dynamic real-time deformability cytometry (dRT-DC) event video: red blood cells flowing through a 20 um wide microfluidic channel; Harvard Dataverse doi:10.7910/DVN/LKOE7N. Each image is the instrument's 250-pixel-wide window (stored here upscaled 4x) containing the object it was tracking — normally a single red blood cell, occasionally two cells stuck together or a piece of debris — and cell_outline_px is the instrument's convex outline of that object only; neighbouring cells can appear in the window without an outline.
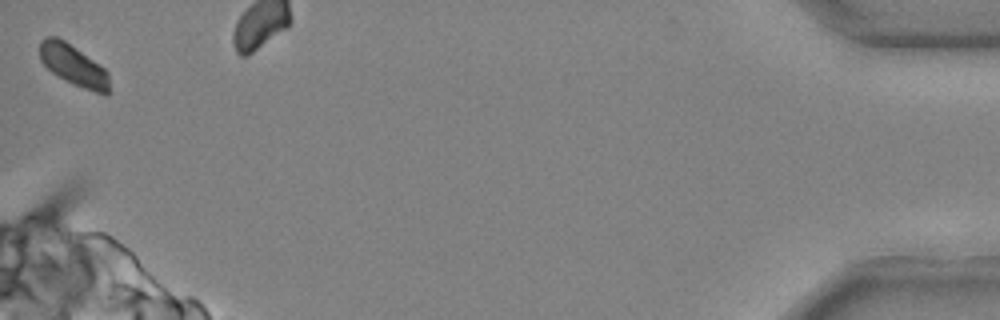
{"species": "common noctule bat (a hibernating species)", "species_latin": "Nyctalus noctula", "temperature_condition": "cold", "stored_images_in_passage": 42, "camera_frame_rate_fps": 3000, "um_per_image_px": 0.085, "animal": {"sex": "male", "body_mass_g": 20.4}, "frame": {"image": 1, "passage_image": 42, "time_ms": 13.667, "image_size_px": [1000, 320], "cell_outline_px": [[108, 96], [104, 96], [72, 84], [52, 72], [40, 60], [40, 40], [48, 36], [56, 36], [64, 40], [104, 68], [108, 72]], "centroid_in_image_um": [6.24, 5.56], "position_along_channel_um": 429.0, "area_um2": 16.47}}